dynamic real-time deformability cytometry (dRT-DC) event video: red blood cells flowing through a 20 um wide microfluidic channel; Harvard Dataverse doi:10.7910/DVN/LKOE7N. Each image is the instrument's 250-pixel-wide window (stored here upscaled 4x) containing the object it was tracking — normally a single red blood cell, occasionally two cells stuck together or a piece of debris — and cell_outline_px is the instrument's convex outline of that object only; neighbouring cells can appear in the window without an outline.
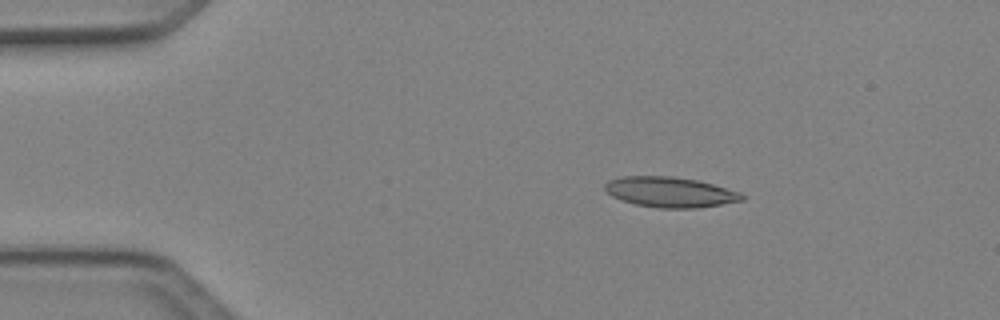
{"species": "Egyptian fruit bat (a non-hibernating species)", "species_latin": "Rousettus aegyptiacus", "temperature_condition": "cold", "stored_images_in_passage": 3, "camera_frame_rate_fps": 3000, "um_per_image_px": 0.085, "animal": {"sex": "female"}, "frame": {"image": 1, "passage_image": 2, "time_ms": 0.333, "image_size_px": [1000, 320], "cell_outline_px": [[744, 200], [696, 208], [660, 208], [636, 204], [612, 196], [604, 188], [604, 184], [608, 180], [620, 176], [672, 176], [696, 180], [712, 184], [740, 192], [744, 196]], "centroid_in_image_um": [56.94, 16.32], "position_along_channel_um": 28.1, "area_um2": 23.99}}